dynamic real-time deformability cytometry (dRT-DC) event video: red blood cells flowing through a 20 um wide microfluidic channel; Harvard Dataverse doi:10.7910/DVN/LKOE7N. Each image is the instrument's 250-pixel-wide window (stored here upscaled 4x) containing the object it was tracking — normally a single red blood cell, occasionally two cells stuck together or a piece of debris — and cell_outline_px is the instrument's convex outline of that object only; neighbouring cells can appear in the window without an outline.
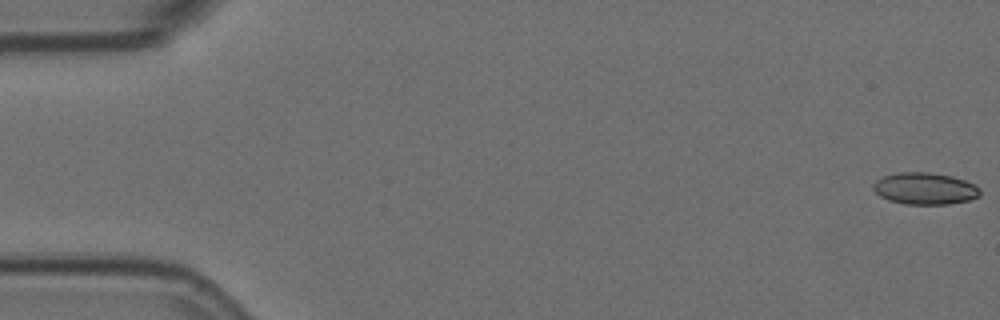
{"species": "Egyptian fruit bat (a non-hibernating species)", "species_latin": "Rousettus aegyptiacus", "temperature_condition": "room temperature", "stored_images_in_passage": 7, "camera_frame_rate_fps": 3000, "um_per_image_px": 0.085, "animal": {"sex": "female"}, "frame": {"image": 1, "passage_image": 1, "time_ms": 0.0, "image_size_px": [1000, 320], "cell_outline_px": [[980, 196], [968, 200], [948, 204], [904, 204], [888, 200], [880, 196], [872, 188], [872, 184], [876, 180], [884, 176], [896, 172], [928, 172], [952, 176], [964, 180], [980, 188]], "centroid_in_image_um": [78.59, 16.02], "position_along_channel_um": 6.4, "area_um2": 19.83}}
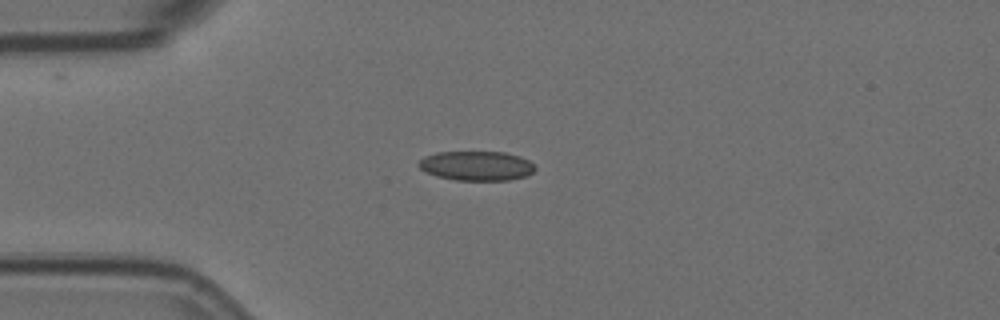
{"frame": {"image": 2, "passage_image": 5, "time_ms": 1.333, "image_size_px": [1000, 320], "cell_outline_px": [[536, 168], [528, 176], [508, 180], [456, 180], [436, 176], [420, 168], [416, 164], [424, 156], [436, 152], [504, 152], [520, 156], [528, 160]], "centroid_in_image_um": [40.5, 14.09], "position_along_channel_um": 44.5, "area_um2": 20.0}}
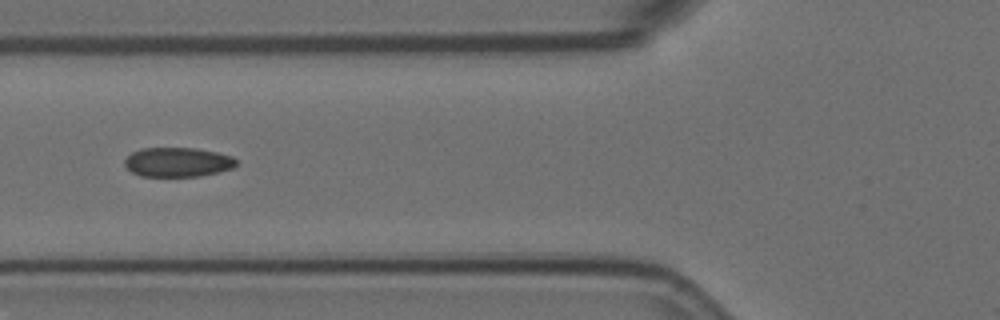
{"frame": {"image": 3, "passage_image": 7, "time_ms": 2.0, "image_size_px": [1000, 320], "cell_outline_px": [[236, 164], [232, 168], [200, 176], [140, 176], [132, 172], [124, 164], [124, 160], [132, 152], [140, 148], [196, 148], [216, 152], [232, 156], [236, 160]], "centroid_in_image_um": [15.08, 13.77], "position_along_channel_um": 110.7, "area_um2": 19.02}}